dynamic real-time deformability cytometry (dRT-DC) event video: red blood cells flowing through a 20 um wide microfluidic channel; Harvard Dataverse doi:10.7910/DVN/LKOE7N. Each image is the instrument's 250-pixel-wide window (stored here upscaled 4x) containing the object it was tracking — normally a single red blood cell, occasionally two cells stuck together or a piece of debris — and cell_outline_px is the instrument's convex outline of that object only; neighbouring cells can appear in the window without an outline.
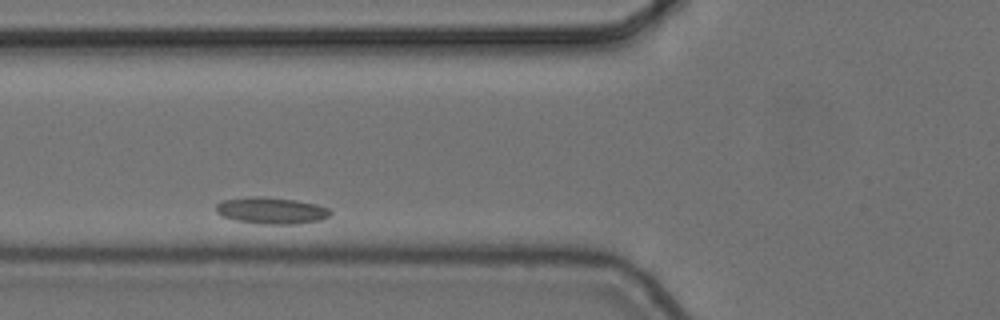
{"species": "common noctule bat (a hibernating species)", "species_latin": "Nyctalus noctula", "temperature_condition": "cold", "stored_images_in_passage": 4, "camera_frame_rate_fps": 3000, "um_per_image_px": 0.085, "animal": {"sex": "female", "body_mass_g": 24.6, "forearm_length_mm": 56.2}, "frame": {"image": 1, "passage_image": 2, "time_ms": 0.333, "image_size_px": [1000, 320], "cell_outline_px": [[332, 212], [328, 216], [320, 220], [296, 224], [268, 224], [236, 220], [220, 216], [216, 212], [216, 204], [224, 200], [252, 196], [260, 196], [296, 200], [316, 204], [328, 208]], "centroid_in_image_um": [23.05, 17.89], "position_along_channel_um": 102.7, "area_um2": 17.63}}
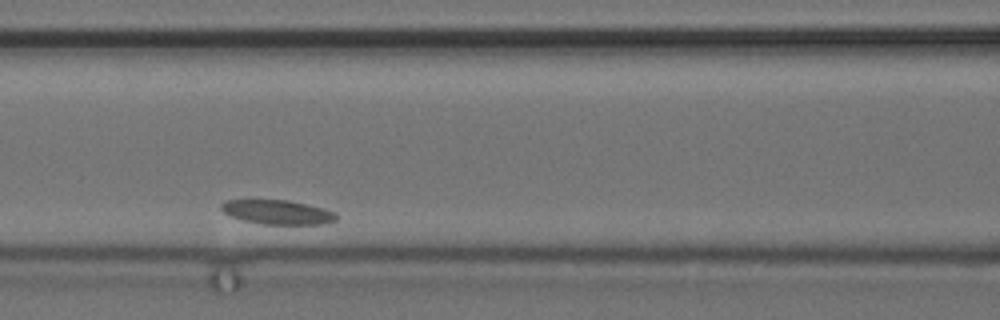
{"frame": {"image": 2, "passage_image": 3, "time_ms": 0.667, "image_size_px": [1000, 320], "cell_outline_px": [[336, 220], [324, 224], [264, 224], [244, 220], [232, 216], [224, 212], [220, 208], [220, 204], [224, 200], [288, 200], [324, 208], [336, 212]], "centroid_in_image_um": [23.6, 18.02], "position_along_channel_um": 143.0, "area_um2": 16.18}}
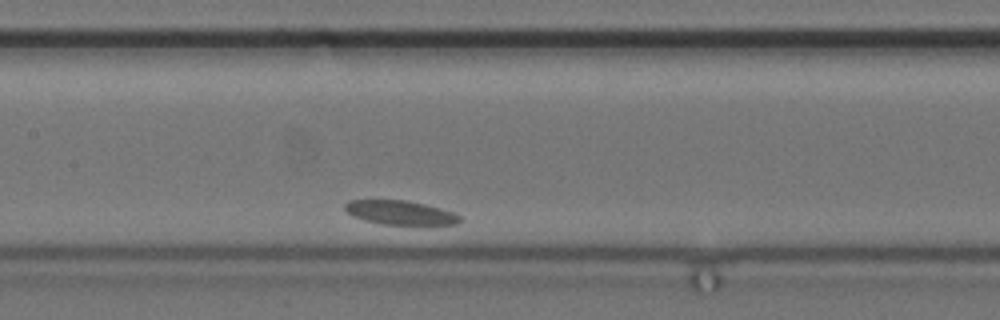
{"frame": {"image": 3, "passage_image": 4, "time_ms": 1.0, "image_size_px": [1000, 320], "cell_outline_px": [[460, 220], [456, 224], [380, 224], [364, 220], [352, 216], [344, 208], [344, 204], [348, 200], [404, 200], [424, 204], [440, 208], [452, 212], [460, 216]], "centroid_in_image_um": [33.96, 18.06], "position_along_channel_um": 173.4, "area_um2": 15.9}}